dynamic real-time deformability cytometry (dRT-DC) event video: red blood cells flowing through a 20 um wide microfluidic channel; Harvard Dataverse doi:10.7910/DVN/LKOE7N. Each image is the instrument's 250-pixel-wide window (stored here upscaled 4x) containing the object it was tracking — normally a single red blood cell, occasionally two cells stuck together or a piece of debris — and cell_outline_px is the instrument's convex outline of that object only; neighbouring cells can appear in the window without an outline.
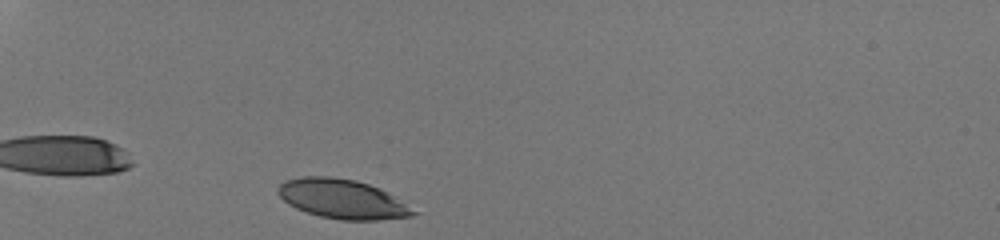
{"species": "human", "species_latin": "Homo sapiens", "temperature_condition": "room temperature", "stored_images_in_passage": 29, "camera_frame_rate_fps": 3000, "um_per_image_px": 0.085, "donor": {"sex": "male"}, "frame": {"image": 1, "passage_image": 1, "time_ms": 0.0, "image_size_px": [1000, 240], "cell_outline_px": [[420, 212], [412, 216], [376, 220], [340, 220], [320, 216], [296, 208], [288, 204], [280, 196], [276, 188], [280, 184], [288, 180], [304, 176], [328, 176], [356, 180], [380, 188], [388, 192]], "centroid_in_image_um": [29.13, 16.92], "position_along_channel_um": 55.9, "area_um2": 30.98}}
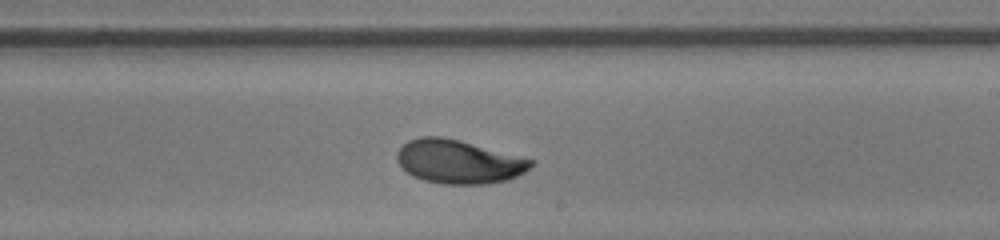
{"frame": {"image": 2, "passage_image": 18, "time_ms": 5.667, "image_size_px": [1000, 240], "cell_outline_px": [[536, 160], [524, 172], [508, 180], [488, 184], [444, 184], [424, 180], [412, 176], [396, 160], [396, 152], [408, 140], [420, 136], [440, 136], [460, 140]], "centroid_in_image_um": [38.98, 13.74], "position_along_channel_um": 250.0, "area_um2": 34.1}}
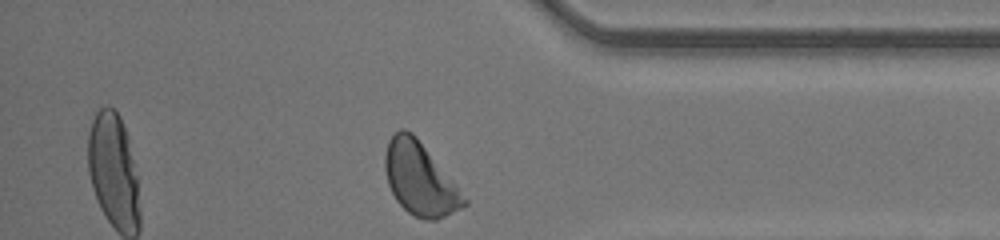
{"frame": {"image": 3, "passage_image": 29, "time_ms": 9.333, "image_size_px": [1000, 240], "cell_outline_px": [[468, 204], [436, 220], [424, 220], [408, 212], [396, 200], [388, 184], [384, 168], [384, 156], [388, 140], [400, 128], [404, 128], [412, 132], [416, 136], [452, 180], [468, 200]], "centroid_in_image_um": [35.66, 15.2], "position_along_channel_um": 399.5, "area_um2": 33.06}, "authors_computed_cell_mechanics": {"area_um2": 33.1194, "velocity_mm_per_s": 4.2256, "shape_relaxation_time_tau1_ms": 2.7733, "shape_relaxation_time_tau2_ms": 2.0668, "deformation_change_tau1": 0.1331, "deformation_change_tau2": 0.0609}}